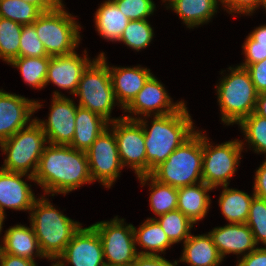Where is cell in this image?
Segmentation results:
<instances>
[{
  "mask_svg": "<svg viewBox=\"0 0 266 266\" xmlns=\"http://www.w3.org/2000/svg\"><path fill=\"white\" fill-rule=\"evenodd\" d=\"M47 145L33 176L44 195H66L84 184L93 183L86 152L70 145Z\"/></svg>",
  "mask_w": 266,
  "mask_h": 266,
  "instance_id": "obj_1",
  "label": "cell"
},
{
  "mask_svg": "<svg viewBox=\"0 0 266 266\" xmlns=\"http://www.w3.org/2000/svg\"><path fill=\"white\" fill-rule=\"evenodd\" d=\"M186 105L184 103L174 113L153 116L151 127H148L150 116L138 119L144 131L146 174H150L197 131Z\"/></svg>",
  "mask_w": 266,
  "mask_h": 266,
  "instance_id": "obj_2",
  "label": "cell"
},
{
  "mask_svg": "<svg viewBox=\"0 0 266 266\" xmlns=\"http://www.w3.org/2000/svg\"><path fill=\"white\" fill-rule=\"evenodd\" d=\"M29 216L42 254L53 263L82 226L54 207L45 195L35 200Z\"/></svg>",
  "mask_w": 266,
  "mask_h": 266,
  "instance_id": "obj_3",
  "label": "cell"
},
{
  "mask_svg": "<svg viewBox=\"0 0 266 266\" xmlns=\"http://www.w3.org/2000/svg\"><path fill=\"white\" fill-rule=\"evenodd\" d=\"M203 133L197 131L169 157L156 166L150 175L157 181L181 188L202 182Z\"/></svg>",
  "mask_w": 266,
  "mask_h": 266,
  "instance_id": "obj_4",
  "label": "cell"
},
{
  "mask_svg": "<svg viewBox=\"0 0 266 266\" xmlns=\"http://www.w3.org/2000/svg\"><path fill=\"white\" fill-rule=\"evenodd\" d=\"M229 74L220 78L216 85L221 122L239 124L254 112L258 93L248 70L239 65L229 67Z\"/></svg>",
  "mask_w": 266,
  "mask_h": 266,
  "instance_id": "obj_5",
  "label": "cell"
},
{
  "mask_svg": "<svg viewBox=\"0 0 266 266\" xmlns=\"http://www.w3.org/2000/svg\"><path fill=\"white\" fill-rule=\"evenodd\" d=\"M74 96L79 97L78 106L101 115L109 123L123 117L111 118L112 110L118 103L104 52L94 58L83 71Z\"/></svg>",
  "mask_w": 266,
  "mask_h": 266,
  "instance_id": "obj_6",
  "label": "cell"
},
{
  "mask_svg": "<svg viewBox=\"0 0 266 266\" xmlns=\"http://www.w3.org/2000/svg\"><path fill=\"white\" fill-rule=\"evenodd\" d=\"M64 8L61 2L53 10L43 12L32 24L49 56L70 54L81 43V26Z\"/></svg>",
  "mask_w": 266,
  "mask_h": 266,
  "instance_id": "obj_7",
  "label": "cell"
},
{
  "mask_svg": "<svg viewBox=\"0 0 266 266\" xmlns=\"http://www.w3.org/2000/svg\"><path fill=\"white\" fill-rule=\"evenodd\" d=\"M47 144L43 129L33 120L28 126L0 143L2 154L6 155L1 169L34 176Z\"/></svg>",
  "mask_w": 266,
  "mask_h": 266,
  "instance_id": "obj_8",
  "label": "cell"
},
{
  "mask_svg": "<svg viewBox=\"0 0 266 266\" xmlns=\"http://www.w3.org/2000/svg\"><path fill=\"white\" fill-rule=\"evenodd\" d=\"M241 152V140H229L214 146L203 133L202 182L213 189L229 185L242 159Z\"/></svg>",
  "mask_w": 266,
  "mask_h": 266,
  "instance_id": "obj_9",
  "label": "cell"
},
{
  "mask_svg": "<svg viewBox=\"0 0 266 266\" xmlns=\"http://www.w3.org/2000/svg\"><path fill=\"white\" fill-rule=\"evenodd\" d=\"M91 226L101 239L105 265L131 266L138 256L133 225L117 215L110 221H99Z\"/></svg>",
  "mask_w": 266,
  "mask_h": 266,
  "instance_id": "obj_10",
  "label": "cell"
},
{
  "mask_svg": "<svg viewBox=\"0 0 266 266\" xmlns=\"http://www.w3.org/2000/svg\"><path fill=\"white\" fill-rule=\"evenodd\" d=\"M92 181L109 189L124 167L120 161L114 131L108 126L86 151Z\"/></svg>",
  "mask_w": 266,
  "mask_h": 266,
  "instance_id": "obj_11",
  "label": "cell"
},
{
  "mask_svg": "<svg viewBox=\"0 0 266 266\" xmlns=\"http://www.w3.org/2000/svg\"><path fill=\"white\" fill-rule=\"evenodd\" d=\"M108 126L114 131L122 166L132 168L136 176L145 175V138L140 122L122 117Z\"/></svg>",
  "mask_w": 266,
  "mask_h": 266,
  "instance_id": "obj_12",
  "label": "cell"
},
{
  "mask_svg": "<svg viewBox=\"0 0 266 266\" xmlns=\"http://www.w3.org/2000/svg\"><path fill=\"white\" fill-rule=\"evenodd\" d=\"M184 103L183 100L173 102L164 84L152 74L132 102L123 110L126 113L123 117L138 120L145 116L168 115L176 112Z\"/></svg>",
  "mask_w": 266,
  "mask_h": 266,
  "instance_id": "obj_13",
  "label": "cell"
},
{
  "mask_svg": "<svg viewBox=\"0 0 266 266\" xmlns=\"http://www.w3.org/2000/svg\"><path fill=\"white\" fill-rule=\"evenodd\" d=\"M77 104L61 92L55 90L50 105L48 118L37 117L36 122L43 129L47 141L53 145H70L75 133ZM47 120V121H46Z\"/></svg>",
  "mask_w": 266,
  "mask_h": 266,
  "instance_id": "obj_14",
  "label": "cell"
},
{
  "mask_svg": "<svg viewBox=\"0 0 266 266\" xmlns=\"http://www.w3.org/2000/svg\"><path fill=\"white\" fill-rule=\"evenodd\" d=\"M66 263L72 266H106L101 239L91 225L84 228L81 226L52 264L66 266Z\"/></svg>",
  "mask_w": 266,
  "mask_h": 266,
  "instance_id": "obj_15",
  "label": "cell"
},
{
  "mask_svg": "<svg viewBox=\"0 0 266 266\" xmlns=\"http://www.w3.org/2000/svg\"><path fill=\"white\" fill-rule=\"evenodd\" d=\"M40 103L0 89V143L35 120L32 115L43 107Z\"/></svg>",
  "mask_w": 266,
  "mask_h": 266,
  "instance_id": "obj_16",
  "label": "cell"
},
{
  "mask_svg": "<svg viewBox=\"0 0 266 266\" xmlns=\"http://www.w3.org/2000/svg\"><path fill=\"white\" fill-rule=\"evenodd\" d=\"M27 181H35L34 177L25 173L10 172L0 168V217L5 220L6 209L28 211L37 199Z\"/></svg>",
  "mask_w": 266,
  "mask_h": 266,
  "instance_id": "obj_17",
  "label": "cell"
},
{
  "mask_svg": "<svg viewBox=\"0 0 266 266\" xmlns=\"http://www.w3.org/2000/svg\"><path fill=\"white\" fill-rule=\"evenodd\" d=\"M86 53L85 49L83 56L77 54L76 51L67 55L51 56L45 87L48 83H53L60 89L69 90L70 95H74L83 71L93 61Z\"/></svg>",
  "mask_w": 266,
  "mask_h": 266,
  "instance_id": "obj_18",
  "label": "cell"
},
{
  "mask_svg": "<svg viewBox=\"0 0 266 266\" xmlns=\"http://www.w3.org/2000/svg\"><path fill=\"white\" fill-rule=\"evenodd\" d=\"M208 233L223 260L229 254L241 258L257 248L253 233L246 223H228Z\"/></svg>",
  "mask_w": 266,
  "mask_h": 266,
  "instance_id": "obj_19",
  "label": "cell"
},
{
  "mask_svg": "<svg viewBox=\"0 0 266 266\" xmlns=\"http://www.w3.org/2000/svg\"><path fill=\"white\" fill-rule=\"evenodd\" d=\"M151 70L140 65L135 67L109 66L111 83L117 106L124 110L143 88L145 82L152 75Z\"/></svg>",
  "mask_w": 266,
  "mask_h": 266,
  "instance_id": "obj_20",
  "label": "cell"
},
{
  "mask_svg": "<svg viewBox=\"0 0 266 266\" xmlns=\"http://www.w3.org/2000/svg\"><path fill=\"white\" fill-rule=\"evenodd\" d=\"M182 256L178 262L190 266H219L222 261L217 247L209 233L190 235L183 243Z\"/></svg>",
  "mask_w": 266,
  "mask_h": 266,
  "instance_id": "obj_21",
  "label": "cell"
},
{
  "mask_svg": "<svg viewBox=\"0 0 266 266\" xmlns=\"http://www.w3.org/2000/svg\"><path fill=\"white\" fill-rule=\"evenodd\" d=\"M212 190L204 182L178 188L177 209L194 224L198 223L207 216L211 204L208 192Z\"/></svg>",
  "mask_w": 266,
  "mask_h": 266,
  "instance_id": "obj_22",
  "label": "cell"
},
{
  "mask_svg": "<svg viewBox=\"0 0 266 266\" xmlns=\"http://www.w3.org/2000/svg\"><path fill=\"white\" fill-rule=\"evenodd\" d=\"M3 238L4 253L18 257L28 258L35 261V258H45L42 254L33 227L17 224L8 228Z\"/></svg>",
  "mask_w": 266,
  "mask_h": 266,
  "instance_id": "obj_23",
  "label": "cell"
},
{
  "mask_svg": "<svg viewBox=\"0 0 266 266\" xmlns=\"http://www.w3.org/2000/svg\"><path fill=\"white\" fill-rule=\"evenodd\" d=\"M108 125L109 122L101 115L78 106L75 116V133L70 146L86 152Z\"/></svg>",
  "mask_w": 266,
  "mask_h": 266,
  "instance_id": "obj_24",
  "label": "cell"
},
{
  "mask_svg": "<svg viewBox=\"0 0 266 266\" xmlns=\"http://www.w3.org/2000/svg\"><path fill=\"white\" fill-rule=\"evenodd\" d=\"M218 0H176L168 8L181 18L189 29L207 24L218 12Z\"/></svg>",
  "mask_w": 266,
  "mask_h": 266,
  "instance_id": "obj_25",
  "label": "cell"
},
{
  "mask_svg": "<svg viewBox=\"0 0 266 266\" xmlns=\"http://www.w3.org/2000/svg\"><path fill=\"white\" fill-rule=\"evenodd\" d=\"M94 21V26L100 37L108 41L119 42L130 19L119 10L112 0H105L96 10Z\"/></svg>",
  "mask_w": 266,
  "mask_h": 266,
  "instance_id": "obj_26",
  "label": "cell"
},
{
  "mask_svg": "<svg viewBox=\"0 0 266 266\" xmlns=\"http://www.w3.org/2000/svg\"><path fill=\"white\" fill-rule=\"evenodd\" d=\"M135 245L143 250L137 251L138 255H161L173 245L158 221L147 218L138 229L133 226Z\"/></svg>",
  "mask_w": 266,
  "mask_h": 266,
  "instance_id": "obj_27",
  "label": "cell"
},
{
  "mask_svg": "<svg viewBox=\"0 0 266 266\" xmlns=\"http://www.w3.org/2000/svg\"><path fill=\"white\" fill-rule=\"evenodd\" d=\"M222 187L218 199L221 214L229 223H246L254 193L250 196L244 191L229 188L228 185Z\"/></svg>",
  "mask_w": 266,
  "mask_h": 266,
  "instance_id": "obj_28",
  "label": "cell"
},
{
  "mask_svg": "<svg viewBox=\"0 0 266 266\" xmlns=\"http://www.w3.org/2000/svg\"><path fill=\"white\" fill-rule=\"evenodd\" d=\"M137 178L141 186L147 184L150 187L149 205L151 211H153L157 217L167 212L177 210V188L157 181L150 174L140 175L137 176Z\"/></svg>",
  "mask_w": 266,
  "mask_h": 266,
  "instance_id": "obj_29",
  "label": "cell"
},
{
  "mask_svg": "<svg viewBox=\"0 0 266 266\" xmlns=\"http://www.w3.org/2000/svg\"><path fill=\"white\" fill-rule=\"evenodd\" d=\"M51 56L44 57H17L8 65L20 70L25 83L32 88H45L48 64Z\"/></svg>",
  "mask_w": 266,
  "mask_h": 266,
  "instance_id": "obj_30",
  "label": "cell"
},
{
  "mask_svg": "<svg viewBox=\"0 0 266 266\" xmlns=\"http://www.w3.org/2000/svg\"><path fill=\"white\" fill-rule=\"evenodd\" d=\"M240 130L245 136V140L241 141L243 150L244 145H249L257 154H265L266 156V118H263L256 113H251L245 117L239 124Z\"/></svg>",
  "mask_w": 266,
  "mask_h": 266,
  "instance_id": "obj_31",
  "label": "cell"
},
{
  "mask_svg": "<svg viewBox=\"0 0 266 266\" xmlns=\"http://www.w3.org/2000/svg\"><path fill=\"white\" fill-rule=\"evenodd\" d=\"M158 217L155 219L173 245L181 241L184 243L190 237L194 223L180 210L170 211Z\"/></svg>",
  "mask_w": 266,
  "mask_h": 266,
  "instance_id": "obj_32",
  "label": "cell"
},
{
  "mask_svg": "<svg viewBox=\"0 0 266 266\" xmlns=\"http://www.w3.org/2000/svg\"><path fill=\"white\" fill-rule=\"evenodd\" d=\"M21 24L0 17V59L9 64L19 57Z\"/></svg>",
  "mask_w": 266,
  "mask_h": 266,
  "instance_id": "obj_33",
  "label": "cell"
},
{
  "mask_svg": "<svg viewBox=\"0 0 266 266\" xmlns=\"http://www.w3.org/2000/svg\"><path fill=\"white\" fill-rule=\"evenodd\" d=\"M154 35V29L147 19L130 20L123 30L119 42L139 52L150 45Z\"/></svg>",
  "mask_w": 266,
  "mask_h": 266,
  "instance_id": "obj_34",
  "label": "cell"
},
{
  "mask_svg": "<svg viewBox=\"0 0 266 266\" xmlns=\"http://www.w3.org/2000/svg\"><path fill=\"white\" fill-rule=\"evenodd\" d=\"M42 13L37 6L22 0H0V17L21 25L33 24Z\"/></svg>",
  "mask_w": 266,
  "mask_h": 266,
  "instance_id": "obj_35",
  "label": "cell"
},
{
  "mask_svg": "<svg viewBox=\"0 0 266 266\" xmlns=\"http://www.w3.org/2000/svg\"><path fill=\"white\" fill-rule=\"evenodd\" d=\"M246 224L251 229L256 245L266 246V200L254 197Z\"/></svg>",
  "mask_w": 266,
  "mask_h": 266,
  "instance_id": "obj_36",
  "label": "cell"
},
{
  "mask_svg": "<svg viewBox=\"0 0 266 266\" xmlns=\"http://www.w3.org/2000/svg\"><path fill=\"white\" fill-rule=\"evenodd\" d=\"M20 57H44L49 56L44 48L43 43L38 38L35 27L23 25L19 45Z\"/></svg>",
  "mask_w": 266,
  "mask_h": 266,
  "instance_id": "obj_37",
  "label": "cell"
},
{
  "mask_svg": "<svg viewBox=\"0 0 266 266\" xmlns=\"http://www.w3.org/2000/svg\"><path fill=\"white\" fill-rule=\"evenodd\" d=\"M119 10L130 20H144L154 14L156 5L153 0H112Z\"/></svg>",
  "mask_w": 266,
  "mask_h": 266,
  "instance_id": "obj_38",
  "label": "cell"
},
{
  "mask_svg": "<svg viewBox=\"0 0 266 266\" xmlns=\"http://www.w3.org/2000/svg\"><path fill=\"white\" fill-rule=\"evenodd\" d=\"M219 5L226 10L227 13L233 15H252L255 10L259 9L260 0H218Z\"/></svg>",
  "mask_w": 266,
  "mask_h": 266,
  "instance_id": "obj_39",
  "label": "cell"
},
{
  "mask_svg": "<svg viewBox=\"0 0 266 266\" xmlns=\"http://www.w3.org/2000/svg\"><path fill=\"white\" fill-rule=\"evenodd\" d=\"M242 45L245 60L239 66L247 68L249 65L262 61L266 58V46L255 45V41L248 35Z\"/></svg>",
  "mask_w": 266,
  "mask_h": 266,
  "instance_id": "obj_40",
  "label": "cell"
},
{
  "mask_svg": "<svg viewBox=\"0 0 266 266\" xmlns=\"http://www.w3.org/2000/svg\"><path fill=\"white\" fill-rule=\"evenodd\" d=\"M258 94L266 92V58L246 68Z\"/></svg>",
  "mask_w": 266,
  "mask_h": 266,
  "instance_id": "obj_41",
  "label": "cell"
},
{
  "mask_svg": "<svg viewBox=\"0 0 266 266\" xmlns=\"http://www.w3.org/2000/svg\"><path fill=\"white\" fill-rule=\"evenodd\" d=\"M237 261L236 266H266V246L257 247Z\"/></svg>",
  "mask_w": 266,
  "mask_h": 266,
  "instance_id": "obj_42",
  "label": "cell"
},
{
  "mask_svg": "<svg viewBox=\"0 0 266 266\" xmlns=\"http://www.w3.org/2000/svg\"><path fill=\"white\" fill-rule=\"evenodd\" d=\"M178 260L169 262L161 255H138L131 266H177Z\"/></svg>",
  "mask_w": 266,
  "mask_h": 266,
  "instance_id": "obj_43",
  "label": "cell"
},
{
  "mask_svg": "<svg viewBox=\"0 0 266 266\" xmlns=\"http://www.w3.org/2000/svg\"><path fill=\"white\" fill-rule=\"evenodd\" d=\"M253 193L256 197L266 200V159L260 164L254 175Z\"/></svg>",
  "mask_w": 266,
  "mask_h": 266,
  "instance_id": "obj_44",
  "label": "cell"
},
{
  "mask_svg": "<svg viewBox=\"0 0 266 266\" xmlns=\"http://www.w3.org/2000/svg\"><path fill=\"white\" fill-rule=\"evenodd\" d=\"M0 266H38L35 261L28 258L3 253Z\"/></svg>",
  "mask_w": 266,
  "mask_h": 266,
  "instance_id": "obj_45",
  "label": "cell"
},
{
  "mask_svg": "<svg viewBox=\"0 0 266 266\" xmlns=\"http://www.w3.org/2000/svg\"><path fill=\"white\" fill-rule=\"evenodd\" d=\"M37 6L42 12L53 10L63 0H22Z\"/></svg>",
  "mask_w": 266,
  "mask_h": 266,
  "instance_id": "obj_46",
  "label": "cell"
},
{
  "mask_svg": "<svg viewBox=\"0 0 266 266\" xmlns=\"http://www.w3.org/2000/svg\"><path fill=\"white\" fill-rule=\"evenodd\" d=\"M248 35L255 41V45L266 46V24L256 27Z\"/></svg>",
  "mask_w": 266,
  "mask_h": 266,
  "instance_id": "obj_47",
  "label": "cell"
},
{
  "mask_svg": "<svg viewBox=\"0 0 266 266\" xmlns=\"http://www.w3.org/2000/svg\"><path fill=\"white\" fill-rule=\"evenodd\" d=\"M254 113L266 118V92L258 94Z\"/></svg>",
  "mask_w": 266,
  "mask_h": 266,
  "instance_id": "obj_48",
  "label": "cell"
},
{
  "mask_svg": "<svg viewBox=\"0 0 266 266\" xmlns=\"http://www.w3.org/2000/svg\"><path fill=\"white\" fill-rule=\"evenodd\" d=\"M3 222H4V219H2V222H1L0 235H1V232H2V229H3V224H4ZM3 253H4L3 239H1V243H0V260L2 259Z\"/></svg>",
  "mask_w": 266,
  "mask_h": 266,
  "instance_id": "obj_49",
  "label": "cell"
},
{
  "mask_svg": "<svg viewBox=\"0 0 266 266\" xmlns=\"http://www.w3.org/2000/svg\"><path fill=\"white\" fill-rule=\"evenodd\" d=\"M259 7L264 8L265 9V12H266V0H260Z\"/></svg>",
  "mask_w": 266,
  "mask_h": 266,
  "instance_id": "obj_50",
  "label": "cell"
},
{
  "mask_svg": "<svg viewBox=\"0 0 266 266\" xmlns=\"http://www.w3.org/2000/svg\"><path fill=\"white\" fill-rule=\"evenodd\" d=\"M174 1L176 0H162L163 3L166 2L165 5L169 4L168 6H166V8H168Z\"/></svg>",
  "mask_w": 266,
  "mask_h": 266,
  "instance_id": "obj_51",
  "label": "cell"
},
{
  "mask_svg": "<svg viewBox=\"0 0 266 266\" xmlns=\"http://www.w3.org/2000/svg\"><path fill=\"white\" fill-rule=\"evenodd\" d=\"M1 222H2V218L0 217V228H1ZM1 230V229H0Z\"/></svg>",
  "mask_w": 266,
  "mask_h": 266,
  "instance_id": "obj_52",
  "label": "cell"
}]
</instances>
